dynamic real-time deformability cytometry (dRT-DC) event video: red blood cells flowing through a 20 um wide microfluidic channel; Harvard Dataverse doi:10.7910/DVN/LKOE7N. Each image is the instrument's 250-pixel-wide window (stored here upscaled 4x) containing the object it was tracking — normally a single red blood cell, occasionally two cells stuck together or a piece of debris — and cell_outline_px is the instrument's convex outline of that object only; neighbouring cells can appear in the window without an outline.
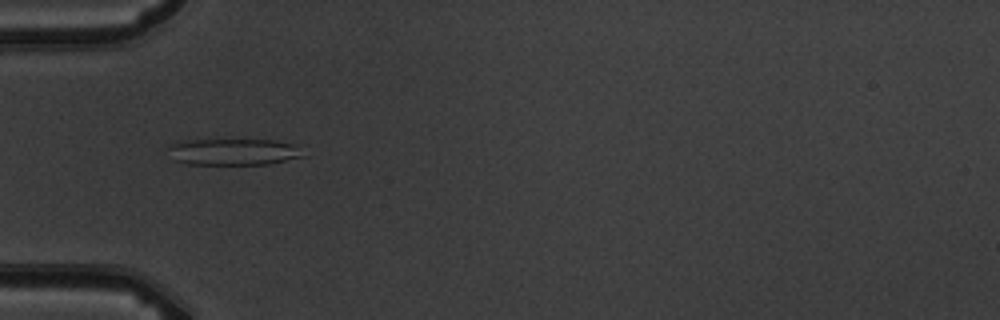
{"species": "common noctule bat (a hibernating species)", "species_latin": "Nyctalus noctula", "temperature_condition": "warm", "stored_images_in_passage": 7, "camera_frame_rate_fps": 3000, "um_per_image_px": 0.085, "animal": {"sex": "male", "body_mass_g": 19.5, "forearm_length_mm": 54.6}, "frame": {"image": 1, "passage_image": 5, "time_ms": 5.667, "image_size_px": [1000, 320], "cell_outline_px": [[308, 156], [268, 164], [184, 164], [172, 160], [168, 148], [168, 144], [176, 140], [272, 140], [296, 144]], "centroid_in_image_um": [19.83, 12.9], "position_along_channel_um": 65.2, "area_um2": 21.33}}
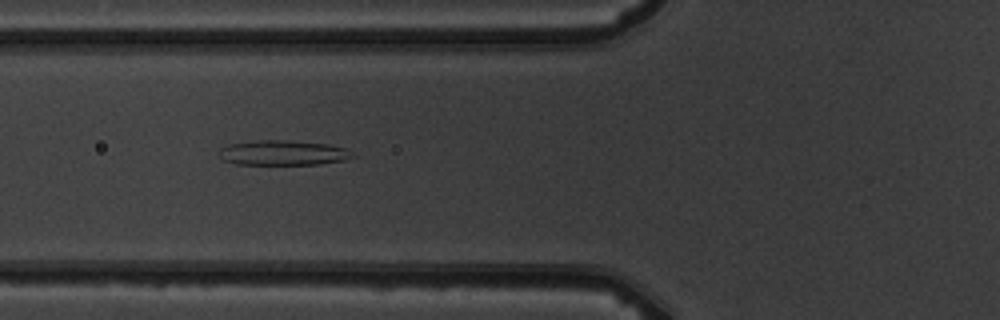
{"frame": {"image": 2, "passage_image": 6, "time_ms": 6.667, "image_size_px": [1000, 320], "cell_outline_px": [[356, 156], [344, 160], [320, 164], [236, 164], [224, 160], [220, 148], [224, 144], [256, 140], [284, 140], [328, 144], [344, 148], [352, 152]], "centroid_in_image_um": [24.06, 12.98], "position_along_channel_um": 101.7, "area_um2": 19.31}}